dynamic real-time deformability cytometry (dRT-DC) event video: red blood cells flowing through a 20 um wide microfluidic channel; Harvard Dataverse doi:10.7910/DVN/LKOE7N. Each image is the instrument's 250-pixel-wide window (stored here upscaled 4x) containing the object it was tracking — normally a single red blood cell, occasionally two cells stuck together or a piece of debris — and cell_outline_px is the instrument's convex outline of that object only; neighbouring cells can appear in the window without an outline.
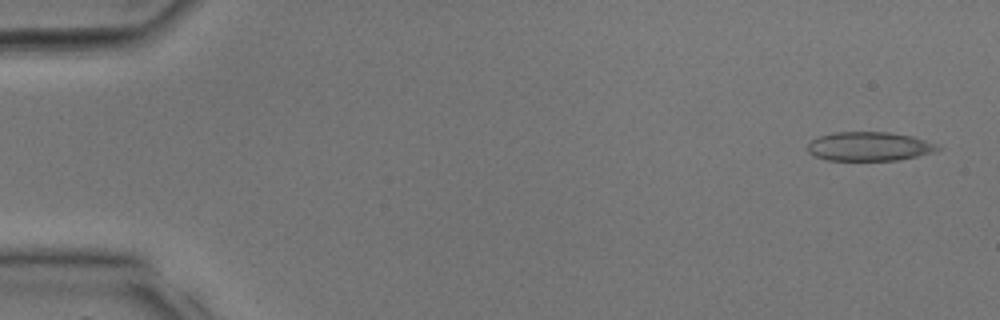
{"species": "common noctule bat (a hibernating species)", "species_latin": "Nyctalus noctula", "temperature_condition": "room temperature", "stored_images_in_passage": 33, "camera_frame_rate_fps": 3000, "um_per_image_px": 0.085, "animal": {"sex": "male", "body_mass_g": 17.9, "forearm_length_mm": 54.2}, "frame": {"image": 1, "passage_image": 2, "time_ms": 0.333, "image_size_px": [1000, 320], "cell_outline_px": [[944, 148], [936, 152], [896, 160], [828, 160], [816, 156], [808, 152], [808, 144], [812, 140], [820, 136], [836, 132], [888, 132], [912, 136], [936, 144]], "centroid_in_image_um": [73.92, 12.44], "position_along_channel_um": 11.1, "area_um2": 21.85}}
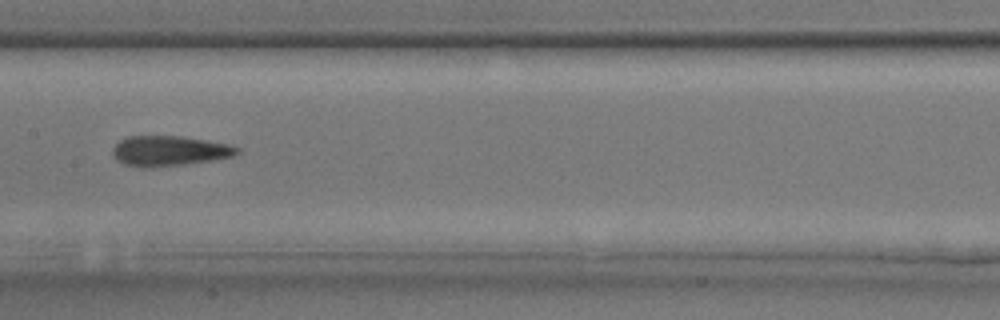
{"frame": {"image": 2, "passage_image": 17, "time_ms": 5.333, "image_size_px": [1000, 320], "cell_outline_px": [[240, 152], [236, 156], [212, 160], [184, 164], [144, 168], [124, 164], [116, 160], [112, 156], [112, 148], [120, 140], [128, 136], [180, 136], [228, 144], [240, 148]], "centroid_in_image_um": [14.37, 12.83], "position_along_channel_um": 193.0, "area_um2": 21.91}}
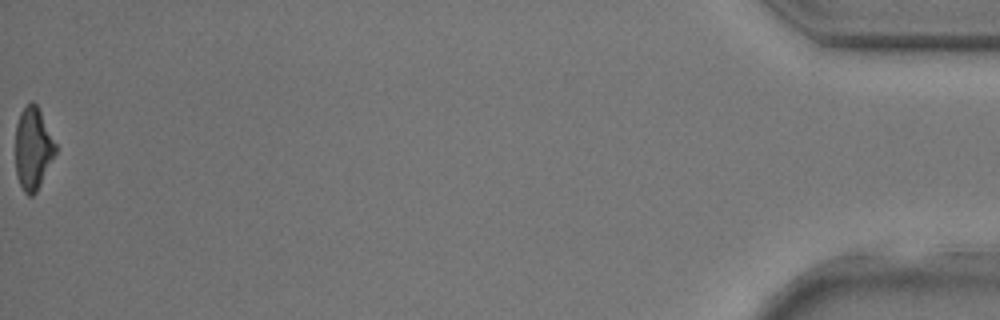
{"frame": {"image": 3, "passage_image": 33, "time_ms": 10.667, "image_size_px": [1000, 320], "cell_outline_px": [[56, 152], [36, 192], [32, 196], [28, 196], [24, 192], [16, 176], [16, 124], [20, 112], [32, 100], [36, 104], [56, 144]], "centroid_in_image_um": [2.79, 12.63], "position_along_channel_um": 432.4, "area_um2": 18.9}}